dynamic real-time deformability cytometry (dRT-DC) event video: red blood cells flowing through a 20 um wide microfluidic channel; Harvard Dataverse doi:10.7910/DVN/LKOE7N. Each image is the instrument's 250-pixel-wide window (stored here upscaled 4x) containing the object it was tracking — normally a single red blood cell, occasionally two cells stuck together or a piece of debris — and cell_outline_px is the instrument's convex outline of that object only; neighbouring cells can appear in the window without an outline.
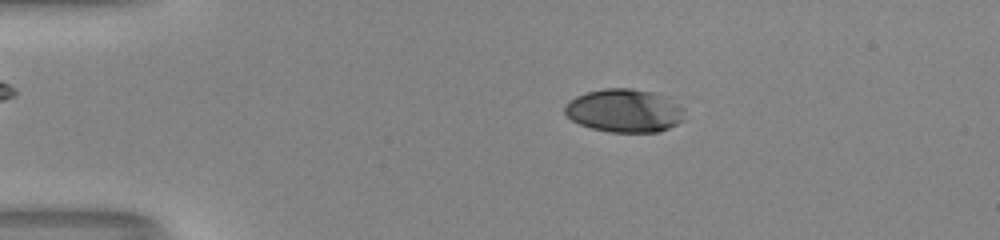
{"species": "human", "species_latin": "Homo sapiens", "temperature_condition": "room temperature", "stored_images_in_passage": 43, "camera_frame_rate_fps": 3000, "um_per_image_px": 0.085, "donor": {"sex": "male"}, "frame": {"image": 1, "passage_image": 1, "time_ms": 0.0, "image_size_px": [1000, 240], "cell_outline_px": [[684, 120], [660, 132], [608, 132], [592, 128], [580, 124], [572, 120], [564, 112], [564, 108], [576, 96], [588, 92], [604, 88], [632, 88], [652, 92], [668, 96], [684, 108]], "centroid_in_image_um": [53.12, 9.4], "position_along_channel_um": 31.9, "area_um2": 30.29}}
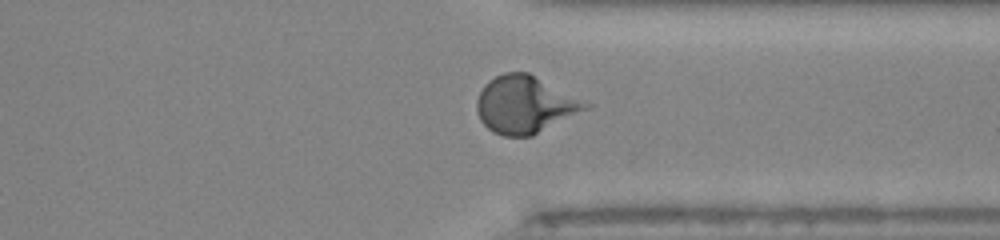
{"frame": {"image": 2, "passage_image": 31, "time_ms": 10.0, "image_size_px": [1000, 240], "cell_outline_px": [[592, 104], [588, 108], [532, 136], [504, 136], [492, 132], [480, 120], [476, 112], [476, 100], [484, 84], [488, 80], [504, 72], [528, 72]], "centroid_in_image_um": [44.59, 8.89], "position_along_channel_um": 366.8, "area_um2": 36.18}}
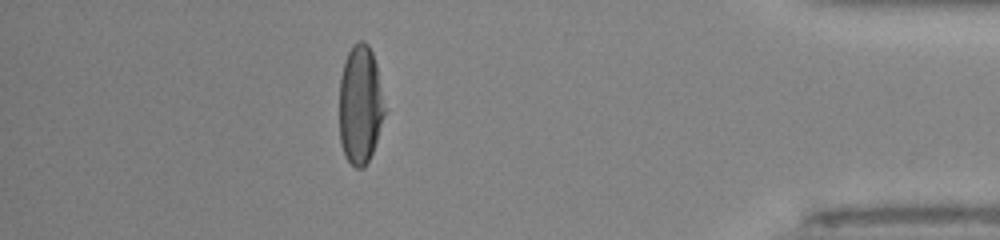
{"frame": {"image": 3, "passage_image": 37, "time_ms": 12.0, "image_size_px": [1000, 240], "cell_outline_px": [[384, 112], [376, 140], [372, 152], [364, 168], [356, 168], [344, 156], [340, 144], [340, 76], [344, 60], [352, 44], [360, 40], [364, 40], [368, 44], [372, 52], [376, 64], [384, 108]], "centroid_in_image_um": [30.58, 8.88], "position_along_channel_um": 404.6, "area_um2": 31.04}, "authors_computed_cell_mechanics": {"area_um2": 33.1772, "velocity_mm_per_s": 4.0152, "shape_relaxation_time_tau1_ms": 4.7476, "shape_relaxation_time_tau2_ms": null, "deformation_change_tau1": 0.2192, "deformation_change_tau2": null}}